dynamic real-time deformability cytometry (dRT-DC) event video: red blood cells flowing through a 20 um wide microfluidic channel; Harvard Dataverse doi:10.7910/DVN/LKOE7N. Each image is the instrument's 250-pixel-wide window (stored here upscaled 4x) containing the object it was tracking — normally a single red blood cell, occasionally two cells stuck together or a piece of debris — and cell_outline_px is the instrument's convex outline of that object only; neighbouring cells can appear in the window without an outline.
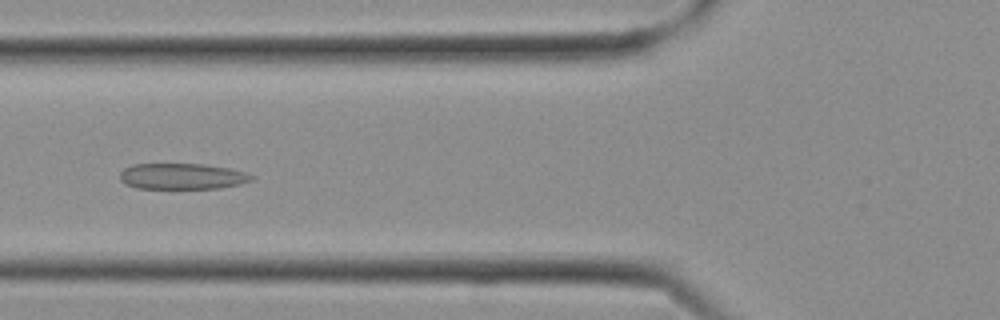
{"species": "Egyptian fruit bat (a non-hibernating species)", "species_latin": "Rousettus aegyptiacus", "temperature_condition": "cold", "stored_images_in_passage": 21, "camera_frame_rate_fps": 3000, "um_per_image_px": 0.085, "frame": {"image": 1, "passage_image": 3, "time_ms": 0.667, "image_size_px": [1000, 320], "cell_outline_px": [[256, 176], [252, 180], [240, 184], [220, 188], [136, 188], [124, 184], [120, 180], [120, 172], [124, 168], [132, 164], [204, 164], [228, 168], [244, 172]], "centroid_in_image_um": [15.46, 14.98], "position_along_channel_um": 110.3, "area_um2": 19.94}}
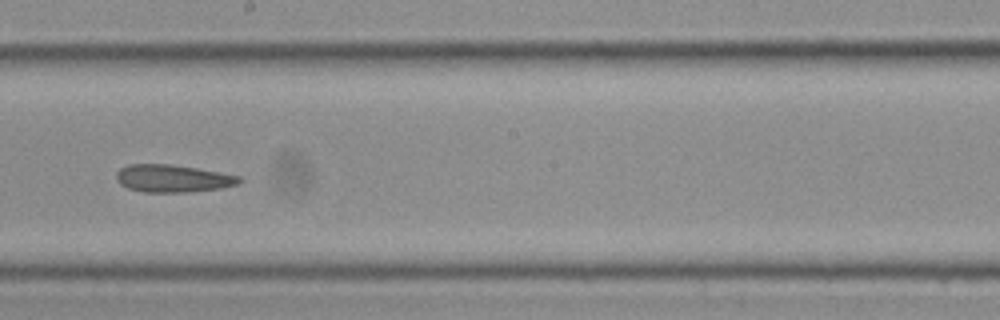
{"frame": {"image": 2, "passage_image": 8, "time_ms": 2.333, "image_size_px": [1000, 320], "cell_outline_px": [[244, 180], [236, 184], [220, 188], [184, 192], [144, 192], [128, 188], [120, 184], [116, 180], [116, 172], [120, 168], [128, 164], [172, 164], [220, 172], [240, 176]], "centroid_in_image_um": [14.66, 15.16], "position_along_channel_um": 233.5, "area_um2": 19.71}}
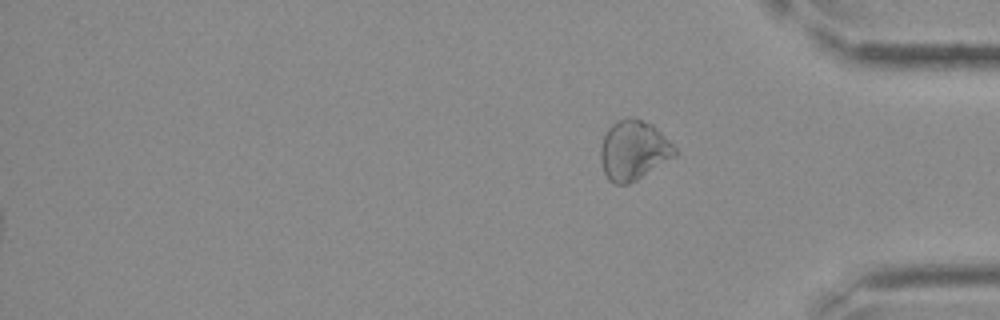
{"frame": {"image": 3, "passage_image": 21, "time_ms": 6.667, "image_size_px": [1000, 320], "cell_outline_px": [[676, 156], [636, 180], [628, 184], [616, 184], [608, 180], [604, 172], [600, 160], [600, 148], [604, 136], [608, 128], [616, 120], [628, 116], [636, 116], [652, 124], [676, 148]], "centroid_in_image_um": [53.83, 12.75], "position_along_channel_um": 381.4, "area_um2": 25.95}}